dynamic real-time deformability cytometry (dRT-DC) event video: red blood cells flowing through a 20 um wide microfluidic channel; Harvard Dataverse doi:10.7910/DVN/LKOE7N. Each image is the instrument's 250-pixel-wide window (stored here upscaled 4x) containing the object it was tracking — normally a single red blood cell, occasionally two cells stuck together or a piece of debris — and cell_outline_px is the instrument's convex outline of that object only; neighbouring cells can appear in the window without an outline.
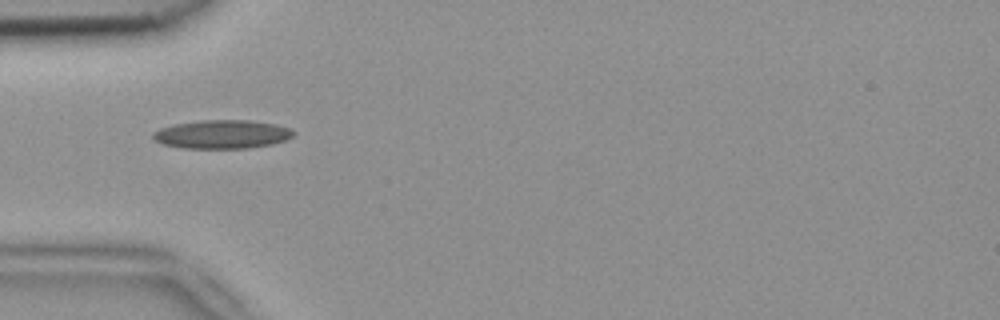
{"species": "common noctule bat (a hibernating species)", "species_latin": "Nyctalus noctula", "temperature_condition": "room temperature", "stored_images_in_passage": 2, "camera_frame_rate_fps": 3000, "um_per_image_px": 0.085, "animal": {"sex": "female", "body_mass_g": 18.4}, "frame": {"image": 1, "passage_image": 2, "time_ms": 0.333, "image_size_px": [1000, 320], "cell_outline_px": [[296, 132], [292, 136], [284, 140], [272, 144], [248, 148], [180, 148], [164, 144], [152, 140], [152, 132], [160, 128], [176, 124], [200, 120], [248, 120], [276, 124], [292, 128]], "centroid_in_image_um": [18.87, 11.41], "position_along_channel_um": 66.1, "area_um2": 23.52}}